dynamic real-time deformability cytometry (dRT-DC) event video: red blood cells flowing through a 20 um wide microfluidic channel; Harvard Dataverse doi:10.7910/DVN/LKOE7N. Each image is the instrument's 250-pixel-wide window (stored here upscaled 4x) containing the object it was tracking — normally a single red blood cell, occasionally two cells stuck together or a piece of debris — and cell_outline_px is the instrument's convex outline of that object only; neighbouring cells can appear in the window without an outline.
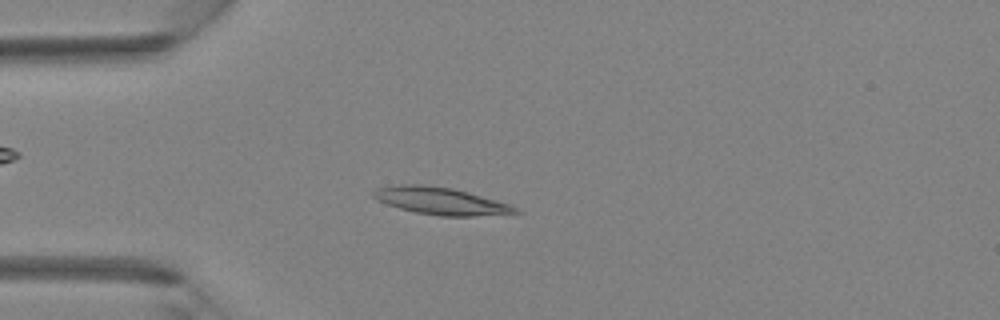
{"species": "Egyptian fruit bat (a non-hibernating species)", "species_latin": "Rousettus aegyptiacus", "temperature_condition": "room temperature", "stored_images_in_passage": 40, "camera_frame_rate_fps": 3000, "um_per_image_px": 0.085, "animal": {"sex": "female"}, "frame": {"image": 1, "passage_image": 10, "time_ms": 3.0, "image_size_px": [1000, 320], "cell_outline_px": [[520, 212], [472, 216], [440, 216], [416, 212], [400, 208], [376, 200], [372, 196], [372, 192], [376, 188], [400, 184], [424, 184], [452, 188], [468, 192], [512, 204]], "centroid_in_image_um": [37.43, 17.07], "position_along_channel_um": 47.6, "area_um2": 22.43}}
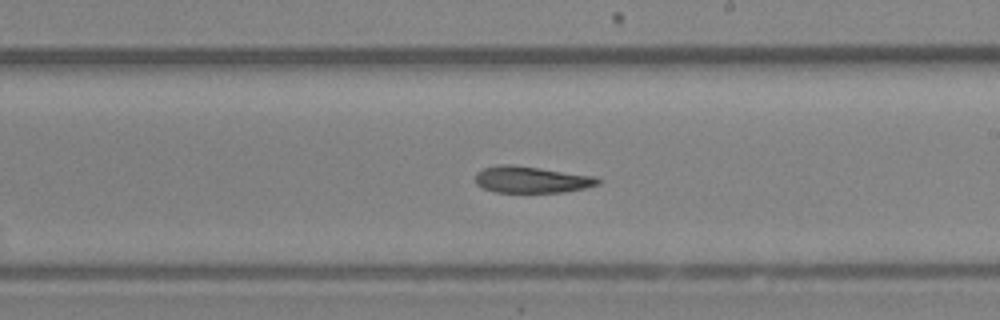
{"frame": {"image": 2, "passage_image": 23, "time_ms": 7.333, "image_size_px": [1000, 320], "cell_outline_px": [[600, 184], [584, 188], [564, 192], [496, 192], [484, 188], [476, 184], [476, 172], [484, 168], [496, 164], [512, 164], [596, 176], [600, 180]], "centroid_in_image_um": [45.17, 15.26], "position_along_channel_um": 243.8, "area_um2": 19.02}}
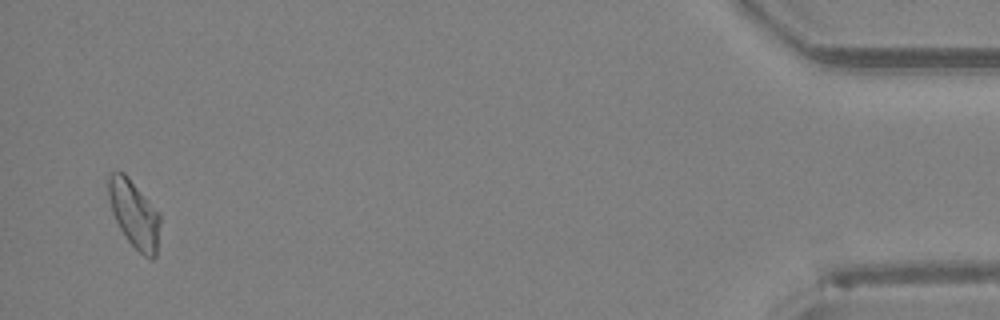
{"frame": {"image": 3, "passage_image": 39, "time_ms": 12.667, "image_size_px": [1000, 320], "cell_outline_px": [[160, 224], [156, 256], [152, 260], [144, 256], [128, 240], [120, 228], [112, 212], [108, 196], [108, 176], [112, 172], [124, 172], [128, 176], [160, 212]], "centroid_in_image_um": [11.43, 18.18], "position_along_channel_um": 423.8, "area_um2": 20.29}}